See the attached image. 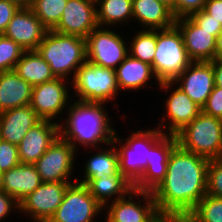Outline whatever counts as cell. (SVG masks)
Instances as JSON below:
<instances>
[{"mask_svg": "<svg viewBox=\"0 0 222 222\" xmlns=\"http://www.w3.org/2000/svg\"><path fill=\"white\" fill-rule=\"evenodd\" d=\"M210 160L184 150L178 144L168 158L165 179L152 192L159 214H190L207 194Z\"/></svg>", "mask_w": 222, "mask_h": 222, "instance_id": "6da1fadb", "label": "cell"}, {"mask_svg": "<svg viewBox=\"0 0 222 222\" xmlns=\"http://www.w3.org/2000/svg\"><path fill=\"white\" fill-rule=\"evenodd\" d=\"M104 105L72 100L68 112H66L65 122L60 124V135L76 150L79 149V146L89 149L109 144L115 130L111 125L114 123H111L113 121Z\"/></svg>", "mask_w": 222, "mask_h": 222, "instance_id": "7a4b0ae2", "label": "cell"}, {"mask_svg": "<svg viewBox=\"0 0 222 222\" xmlns=\"http://www.w3.org/2000/svg\"><path fill=\"white\" fill-rule=\"evenodd\" d=\"M37 51L49 64L56 78L71 81L77 69L87 61L85 38L61 34L54 30L46 32Z\"/></svg>", "mask_w": 222, "mask_h": 222, "instance_id": "3957f363", "label": "cell"}, {"mask_svg": "<svg viewBox=\"0 0 222 222\" xmlns=\"http://www.w3.org/2000/svg\"><path fill=\"white\" fill-rule=\"evenodd\" d=\"M176 25L156 30V52L152 69L159 83L173 82L192 63Z\"/></svg>", "mask_w": 222, "mask_h": 222, "instance_id": "277c9868", "label": "cell"}, {"mask_svg": "<svg viewBox=\"0 0 222 222\" xmlns=\"http://www.w3.org/2000/svg\"><path fill=\"white\" fill-rule=\"evenodd\" d=\"M184 150L209 160L222 158V119L201 112L176 135Z\"/></svg>", "mask_w": 222, "mask_h": 222, "instance_id": "5b68a950", "label": "cell"}, {"mask_svg": "<svg viewBox=\"0 0 222 222\" xmlns=\"http://www.w3.org/2000/svg\"><path fill=\"white\" fill-rule=\"evenodd\" d=\"M71 85L75 91L72 97L77 96L74 100L79 102L111 104L120 93L115 70L88 61L77 69Z\"/></svg>", "mask_w": 222, "mask_h": 222, "instance_id": "8992f818", "label": "cell"}, {"mask_svg": "<svg viewBox=\"0 0 222 222\" xmlns=\"http://www.w3.org/2000/svg\"><path fill=\"white\" fill-rule=\"evenodd\" d=\"M126 139H121L117 131L112 143L117 149L119 157V170L134 184L147 167L148 148L163 134L157 127L136 130ZM118 136V137H117ZM124 141V142H123Z\"/></svg>", "mask_w": 222, "mask_h": 222, "instance_id": "52a82bcc", "label": "cell"}, {"mask_svg": "<svg viewBox=\"0 0 222 222\" xmlns=\"http://www.w3.org/2000/svg\"><path fill=\"white\" fill-rule=\"evenodd\" d=\"M70 83V80L55 78L33 86L30 105L41 120H50L59 124L64 121L65 117L61 115L66 114L73 100Z\"/></svg>", "mask_w": 222, "mask_h": 222, "instance_id": "ba28073f", "label": "cell"}, {"mask_svg": "<svg viewBox=\"0 0 222 222\" xmlns=\"http://www.w3.org/2000/svg\"><path fill=\"white\" fill-rule=\"evenodd\" d=\"M174 86V82H163L158 87L159 90H163L165 95L169 91L171 94L165 98L164 114L161 117L162 120L159 119V122L156 123V127L163 134L175 136L202 112V108L194 103L177 85Z\"/></svg>", "mask_w": 222, "mask_h": 222, "instance_id": "9c48e42d", "label": "cell"}, {"mask_svg": "<svg viewBox=\"0 0 222 222\" xmlns=\"http://www.w3.org/2000/svg\"><path fill=\"white\" fill-rule=\"evenodd\" d=\"M103 214L105 222H160L164 218L157 210L152 192L135 189L106 205Z\"/></svg>", "mask_w": 222, "mask_h": 222, "instance_id": "30bf717a", "label": "cell"}, {"mask_svg": "<svg viewBox=\"0 0 222 222\" xmlns=\"http://www.w3.org/2000/svg\"><path fill=\"white\" fill-rule=\"evenodd\" d=\"M116 32L117 29L98 26L87 36L88 62L113 70L123 62L129 55L128 41Z\"/></svg>", "mask_w": 222, "mask_h": 222, "instance_id": "8fae6325", "label": "cell"}, {"mask_svg": "<svg viewBox=\"0 0 222 222\" xmlns=\"http://www.w3.org/2000/svg\"><path fill=\"white\" fill-rule=\"evenodd\" d=\"M77 150L61 135L34 163L42 182H75L72 176ZM76 155V156H75ZM75 164V165H74ZM73 178V180L71 179Z\"/></svg>", "mask_w": 222, "mask_h": 222, "instance_id": "7c38bea8", "label": "cell"}, {"mask_svg": "<svg viewBox=\"0 0 222 222\" xmlns=\"http://www.w3.org/2000/svg\"><path fill=\"white\" fill-rule=\"evenodd\" d=\"M102 211L87 186L75 181L68 185L63 201L48 222H94Z\"/></svg>", "mask_w": 222, "mask_h": 222, "instance_id": "4fadbf2b", "label": "cell"}, {"mask_svg": "<svg viewBox=\"0 0 222 222\" xmlns=\"http://www.w3.org/2000/svg\"><path fill=\"white\" fill-rule=\"evenodd\" d=\"M73 182H42L19 203V214L33 222H48L63 201L66 189ZM23 213V214H22Z\"/></svg>", "mask_w": 222, "mask_h": 222, "instance_id": "5bb4252c", "label": "cell"}, {"mask_svg": "<svg viewBox=\"0 0 222 222\" xmlns=\"http://www.w3.org/2000/svg\"><path fill=\"white\" fill-rule=\"evenodd\" d=\"M176 145V136L162 134L148 148L147 167L142 176L133 184V189L153 192L157 188L165 179L168 158Z\"/></svg>", "mask_w": 222, "mask_h": 222, "instance_id": "9a60e30c", "label": "cell"}, {"mask_svg": "<svg viewBox=\"0 0 222 222\" xmlns=\"http://www.w3.org/2000/svg\"><path fill=\"white\" fill-rule=\"evenodd\" d=\"M98 27L96 3L90 0H68L55 32L82 38Z\"/></svg>", "mask_w": 222, "mask_h": 222, "instance_id": "2e32d148", "label": "cell"}, {"mask_svg": "<svg viewBox=\"0 0 222 222\" xmlns=\"http://www.w3.org/2000/svg\"><path fill=\"white\" fill-rule=\"evenodd\" d=\"M175 25L183 36L184 46L192 61L211 62L216 58V37L221 31H207L189 16L177 18Z\"/></svg>", "mask_w": 222, "mask_h": 222, "instance_id": "e0dca14e", "label": "cell"}, {"mask_svg": "<svg viewBox=\"0 0 222 222\" xmlns=\"http://www.w3.org/2000/svg\"><path fill=\"white\" fill-rule=\"evenodd\" d=\"M173 82L202 108L215 86L212 62L193 61Z\"/></svg>", "mask_w": 222, "mask_h": 222, "instance_id": "ac0fdd59", "label": "cell"}, {"mask_svg": "<svg viewBox=\"0 0 222 222\" xmlns=\"http://www.w3.org/2000/svg\"><path fill=\"white\" fill-rule=\"evenodd\" d=\"M47 31L29 7L20 8L16 12L3 35L12 39L25 51H30L37 50Z\"/></svg>", "mask_w": 222, "mask_h": 222, "instance_id": "d6986e66", "label": "cell"}, {"mask_svg": "<svg viewBox=\"0 0 222 222\" xmlns=\"http://www.w3.org/2000/svg\"><path fill=\"white\" fill-rule=\"evenodd\" d=\"M60 135V124L50 120H40L35 124L18 146L20 163L34 164Z\"/></svg>", "mask_w": 222, "mask_h": 222, "instance_id": "ffe728a7", "label": "cell"}, {"mask_svg": "<svg viewBox=\"0 0 222 222\" xmlns=\"http://www.w3.org/2000/svg\"><path fill=\"white\" fill-rule=\"evenodd\" d=\"M42 183L34 164H22L1 174L0 189L11 195L18 203Z\"/></svg>", "mask_w": 222, "mask_h": 222, "instance_id": "44dd1931", "label": "cell"}, {"mask_svg": "<svg viewBox=\"0 0 222 222\" xmlns=\"http://www.w3.org/2000/svg\"><path fill=\"white\" fill-rule=\"evenodd\" d=\"M40 120L31 105L3 111L0 113V139L18 145Z\"/></svg>", "mask_w": 222, "mask_h": 222, "instance_id": "7402d4cb", "label": "cell"}, {"mask_svg": "<svg viewBox=\"0 0 222 222\" xmlns=\"http://www.w3.org/2000/svg\"><path fill=\"white\" fill-rule=\"evenodd\" d=\"M132 12V20L140 29L160 30L175 25L172 9L158 0H132Z\"/></svg>", "mask_w": 222, "mask_h": 222, "instance_id": "603a6c76", "label": "cell"}, {"mask_svg": "<svg viewBox=\"0 0 222 222\" xmlns=\"http://www.w3.org/2000/svg\"><path fill=\"white\" fill-rule=\"evenodd\" d=\"M115 72L120 93H122L121 91H141L142 87L150 88L151 85L148 86L147 84L152 79L156 82L155 84L157 87L160 85L153 72L152 66L130 55H128L115 69Z\"/></svg>", "mask_w": 222, "mask_h": 222, "instance_id": "cb8c5ba5", "label": "cell"}, {"mask_svg": "<svg viewBox=\"0 0 222 222\" xmlns=\"http://www.w3.org/2000/svg\"><path fill=\"white\" fill-rule=\"evenodd\" d=\"M32 88L14 70L0 73V113L30 105Z\"/></svg>", "mask_w": 222, "mask_h": 222, "instance_id": "d4e9b609", "label": "cell"}, {"mask_svg": "<svg viewBox=\"0 0 222 222\" xmlns=\"http://www.w3.org/2000/svg\"><path fill=\"white\" fill-rule=\"evenodd\" d=\"M85 185L103 208L111 202L124 198L133 189V184L120 170L111 176L103 174L100 179H89Z\"/></svg>", "mask_w": 222, "mask_h": 222, "instance_id": "484cf974", "label": "cell"}, {"mask_svg": "<svg viewBox=\"0 0 222 222\" xmlns=\"http://www.w3.org/2000/svg\"><path fill=\"white\" fill-rule=\"evenodd\" d=\"M106 146L91 148L93 149L91 151L97 149V152L91 157L89 155L87 162L84 163L85 166H83L84 178L75 177L77 182L85 184L89 179H100L103 174L111 176L119 171V157L116 147L112 141Z\"/></svg>", "mask_w": 222, "mask_h": 222, "instance_id": "4316f807", "label": "cell"}, {"mask_svg": "<svg viewBox=\"0 0 222 222\" xmlns=\"http://www.w3.org/2000/svg\"><path fill=\"white\" fill-rule=\"evenodd\" d=\"M14 71L31 86L55 79L49 64L37 50L24 51Z\"/></svg>", "mask_w": 222, "mask_h": 222, "instance_id": "83f0119b", "label": "cell"}, {"mask_svg": "<svg viewBox=\"0 0 222 222\" xmlns=\"http://www.w3.org/2000/svg\"><path fill=\"white\" fill-rule=\"evenodd\" d=\"M96 12L100 27L119 29L118 26L133 23L132 0H99L96 3Z\"/></svg>", "mask_w": 222, "mask_h": 222, "instance_id": "f1b7e54d", "label": "cell"}, {"mask_svg": "<svg viewBox=\"0 0 222 222\" xmlns=\"http://www.w3.org/2000/svg\"><path fill=\"white\" fill-rule=\"evenodd\" d=\"M128 40L129 55L152 66L156 52V30L140 29Z\"/></svg>", "mask_w": 222, "mask_h": 222, "instance_id": "f546056e", "label": "cell"}, {"mask_svg": "<svg viewBox=\"0 0 222 222\" xmlns=\"http://www.w3.org/2000/svg\"><path fill=\"white\" fill-rule=\"evenodd\" d=\"M67 1L68 0H33L30 8L48 30H53L61 20V15Z\"/></svg>", "mask_w": 222, "mask_h": 222, "instance_id": "4dcf8cb0", "label": "cell"}, {"mask_svg": "<svg viewBox=\"0 0 222 222\" xmlns=\"http://www.w3.org/2000/svg\"><path fill=\"white\" fill-rule=\"evenodd\" d=\"M190 215L197 222H222V198L206 194Z\"/></svg>", "mask_w": 222, "mask_h": 222, "instance_id": "1f68e13d", "label": "cell"}, {"mask_svg": "<svg viewBox=\"0 0 222 222\" xmlns=\"http://www.w3.org/2000/svg\"><path fill=\"white\" fill-rule=\"evenodd\" d=\"M24 51L12 39L0 34V73L14 70Z\"/></svg>", "mask_w": 222, "mask_h": 222, "instance_id": "d6a6232c", "label": "cell"}, {"mask_svg": "<svg viewBox=\"0 0 222 222\" xmlns=\"http://www.w3.org/2000/svg\"><path fill=\"white\" fill-rule=\"evenodd\" d=\"M206 187L208 195L222 198V158L210 160Z\"/></svg>", "mask_w": 222, "mask_h": 222, "instance_id": "836d02e7", "label": "cell"}, {"mask_svg": "<svg viewBox=\"0 0 222 222\" xmlns=\"http://www.w3.org/2000/svg\"><path fill=\"white\" fill-rule=\"evenodd\" d=\"M20 164L18 146L0 139V171L1 173Z\"/></svg>", "mask_w": 222, "mask_h": 222, "instance_id": "e575fe53", "label": "cell"}, {"mask_svg": "<svg viewBox=\"0 0 222 222\" xmlns=\"http://www.w3.org/2000/svg\"><path fill=\"white\" fill-rule=\"evenodd\" d=\"M202 112L222 119V88L214 86L213 91L207 98L205 105L202 107Z\"/></svg>", "mask_w": 222, "mask_h": 222, "instance_id": "d590c367", "label": "cell"}, {"mask_svg": "<svg viewBox=\"0 0 222 222\" xmlns=\"http://www.w3.org/2000/svg\"><path fill=\"white\" fill-rule=\"evenodd\" d=\"M206 0H175V18L190 16L192 13L201 11Z\"/></svg>", "mask_w": 222, "mask_h": 222, "instance_id": "8d00e7d4", "label": "cell"}, {"mask_svg": "<svg viewBox=\"0 0 222 222\" xmlns=\"http://www.w3.org/2000/svg\"><path fill=\"white\" fill-rule=\"evenodd\" d=\"M197 25L207 31H222V24L213 19V17L207 14L203 9L192 13L189 16Z\"/></svg>", "mask_w": 222, "mask_h": 222, "instance_id": "74e56055", "label": "cell"}, {"mask_svg": "<svg viewBox=\"0 0 222 222\" xmlns=\"http://www.w3.org/2000/svg\"><path fill=\"white\" fill-rule=\"evenodd\" d=\"M20 9L18 5L8 0H0V34L7 29L9 22Z\"/></svg>", "mask_w": 222, "mask_h": 222, "instance_id": "f35d334b", "label": "cell"}, {"mask_svg": "<svg viewBox=\"0 0 222 222\" xmlns=\"http://www.w3.org/2000/svg\"><path fill=\"white\" fill-rule=\"evenodd\" d=\"M19 212V203L11 196L8 195L5 191L0 189V222L10 218L12 212Z\"/></svg>", "mask_w": 222, "mask_h": 222, "instance_id": "ab89813d", "label": "cell"}, {"mask_svg": "<svg viewBox=\"0 0 222 222\" xmlns=\"http://www.w3.org/2000/svg\"><path fill=\"white\" fill-rule=\"evenodd\" d=\"M203 10L222 24V0H206Z\"/></svg>", "mask_w": 222, "mask_h": 222, "instance_id": "60d3db41", "label": "cell"}, {"mask_svg": "<svg viewBox=\"0 0 222 222\" xmlns=\"http://www.w3.org/2000/svg\"><path fill=\"white\" fill-rule=\"evenodd\" d=\"M212 62L215 86L222 88V58H215Z\"/></svg>", "mask_w": 222, "mask_h": 222, "instance_id": "b9f144b4", "label": "cell"}, {"mask_svg": "<svg viewBox=\"0 0 222 222\" xmlns=\"http://www.w3.org/2000/svg\"><path fill=\"white\" fill-rule=\"evenodd\" d=\"M167 222H197L190 214L164 216Z\"/></svg>", "mask_w": 222, "mask_h": 222, "instance_id": "7bdbcfd3", "label": "cell"}, {"mask_svg": "<svg viewBox=\"0 0 222 222\" xmlns=\"http://www.w3.org/2000/svg\"><path fill=\"white\" fill-rule=\"evenodd\" d=\"M216 58H222V31L216 37Z\"/></svg>", "mask_w": 222, "mask_h": 222, "instance_id": "ee69618b", "label": "cell"}, {"mask_svg": "<svg viewBox=\"0 0 222 222\" xmlns=\"http://www.w3.org/2000/svg\"><path fill=\"white\" fill-rule=\"evenodd\" d=\"M8 1L15 3L20 8H29L33 3V0H8Z\"/></svg>", "mask_w": 222, "mask_h": 222, "instance_id": "f6af8a7d", "label": "cell"}, {"mask_svg": "<svg viewBox=\"0 0 222 222\" xmlns=\"http://www.w3.org/2000/svg\"><path fill=\"white\" fill-rule=\"evenodd\" d=\"M160 2H163L164 4H166L169 8L172 9V12L174 14L175 17V0H158Z\"/></svg>", "mask_w": 222, "mask_h": 222, "instance_id": "bcb514c9", "label": "cell"}, {"mask_svg": "<svg viewBox=\"0 0 222 222\" xmlns=\"http://www.w3.org/2000/svg\"><path fill=\"white\" fill-rule=\"evenodd\" d=\"M90 1H93V2L97 3L99 0H90Z\"/></svg>", "mask_w": 222, "mask_h": 222, "instance_id": "7dc6e473", "label": "cell"}, {"mask_svg": "<svg viewBox=\"0 0 222 222\" xmlns=\"http://www.w3.org/2000/svg\"><path fill=\"white\" fill-rule=\"evenodd\" d=\"M160 222H167L164 218Z\"/></svg>", "mask_w": 222, "mask_h": 222, "instance_id": "c3c4849f", "label": "cell"}]
</instances>
